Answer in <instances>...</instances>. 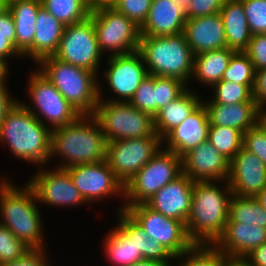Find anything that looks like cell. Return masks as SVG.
<instances>
[{"mask_svg":"<svg viewBox=\"0 0 266 266\" xmlns=\"http://www.w3.org/2000/svg\"><path fill=\"white\" fill-rule=\"evenodd\" d=\"M232 195L227 180L194 181L190 213L185 223L194 244L214 245L222 236Z\"/></svg>","mask_w":266,"mask_h":266,"instance_id":"1","label":"cell"},{"mask_svg":"<svg viewBox=\"0 0 266 266\" xmlns=\"http://www.w3.org/2000/svg\"><path fill=\"white\" fill-rule=\"evenodd\" d=\"M107 141L94 115H80L73 123L51 130L50 162L70 168L106 160Z\"/></svg>","mask_w":266,"mask_h":266,"instance_id":"2","label":"cell"},{"mask_svg":"<svg viewBox=\"0 0 266 266\" xmlns=\"http://www.w3.org/2000/svg\"><path fill=\"white\" fill-rule=\"evenodd\" d=\"M5 177L0 178V224L30 248H47L34 190L27 182L18 186Z\"/></svg>","mask_w":266,"mask_h":266,"instance_id":"3","label":"cell"},{"mask_svg":"<svg viewBox=\"0 0 266 266\" xmlns=\"http://www.w3.org/2000/svg\"><path fill=\"white\" fill-rule=\"evenodd\" d=\"M8 147L15 159L34 166L50 162L51 130L20 102L0 125V144Z\"/></svg>","mask_w":266,"mask_h":266,"instance_id":"4","label":"cell"},{"mask_svg":"<svg viewBox=\"0 0 266 266\" xmlns=\"http://www.w3.org/2000/svg\"><path fill=\"white\" fill-rule=\"evenodd\" d=\"M138 51L148 75L173 77L189 85L194 54L183 32L176 35L140 36Z\"/></svg>","mask_w":266,"mask_h":266,"instance_id":"5","label":"cell"},{"mask_svg":"<svg viewBox=\"0 0 266 266\" xmlns=\"http://www.w3.org/2000/svg\"><path fill=\"white\" fill-rule=\"evenodd\" d=\"M36 66L81 115H94L99 101V76L95 72L62 62L54 56L44 57Z\"/></svg>","mask_w":266,"mask_h":266,"instance_id":"6","label":"cell"},{"mask_svg":"<svg viewBox=\"0 0 266 266\" xmlns=\"http://www.w3.org/2000/svg\"><path fill=\"white\" fill-rule=\"evenodd\" d=\"M182 174V157L163 147L124 185V203L116 212L145 203ZM118 210V211H117Z\"/></svg>","mask_w":266,"mask_h":266,"instance_id":"7","label":"cell"},{"mask_svg":"<svg viewBox=\"0 0 266 266\" xmlns=\"http://www.w3.org/2000/svg\"><path fill=\"white\" fill-rule=\"evenodd\" d=\"M26 77L30 102H19L50 130L73 123L81 115L37 68Z\"/></svg>","mask_w":266,"mask_h":266,"instance_id":"8","label":"cell"},{"mask_svg":"<svg viewBox=\"0 0 266 266\" xmlns=\"http://www.w3.org/2000/svg\"><path fill=\"white\" fill-rule=\"evenodd\" d=\"M94 116L102 127L106 141L159 137L155 131L154 117L129 102L99 100Z\"/></svg>","mask_w":266,"mask_h":266,"instance_id":"9","label":"cell"},{"mask_svg":"<svg viewBox=\"0 0 266 266\" xmlns=\"http://www.w3.org/2000/svg\"><path fill=\"white\" fill-rule=\"evenodd\" d=\"M90 18L103 55H123L139 49L140 27L116 8L99 7L91 11Z\"/></svg>","mask_w":266,"mask_h":266,"instance_id":"10","label":"cell"},{"mask_svg":"<svg viewBox=\"0 0 266 266\" xmlns=\"http://www.w3.org/2000/svg\"><path fill=\"white\" fill-rule=\"evenodd\" d=\"M107 66L102 75L107 91L113 96L105 97L100 81H98L99 100L129 102L141 82L148 76L147 68L140 52L115 55L105 58ZM107 63V64H106ZM102 88V89H101ZM108 98V99H107Z\"/></svg>","mask_w":266,"mask_h":266,"instance_id":"11","label":"cell"},{"mask_svg":"<svg viewBox=\"0 0 266 266\" xmlns=\"http://www.w3.org/2000/svg\"><path fill=\"white\" fill-rule=\"evenodd\" d=\"M53 56L62 62L95 72L101 78L99 70H102L101 62L105 56L99 49L93 20L89 17L80 23L66 25Z\"/></svg>","mask_w":266,"mask_h":266,"instance_id":"12","label":"cell"},{"mask_svg":"<svg viewBox=\"0 0 266 266\" xmlns=\"http://www.w3.org/2000/svg\"><path fill=\"white\" fill-rule=\"evenodd\" d=\"M162 146L160 137L107 141L106 162L125 185Z\"/></svg>","mask_w":266,"mask_h":266,"instance_id":"13","label":"cell"},{"mask_svg":"<svg viewBox=\"0 0 266 266\" xmlns=\"http://www.w3.org/2000/svg\"><path fill=\"white\" fill-rule=\"evenodd\" d=\"M125 211L142 226L150 238H155L175 257L194 245L188 237L183 222L168 218L145 203L129 206Z\"/></svg>","mask_w":266,"mask_h":266,"instance_id":"14","label":"cell"},{"mask_svg":"<svg viewBox=\"0 0 266 266\" xmlns=\"http://www.w3.org/2000/svg\"><path fill=\"white\" fill-rule=\"evenodd\" d=\"M26 182L34 190L38 205L58 208L88 205L66 169L56 167L47 169L45 165L39 167Z\"/></svg>","mask_w":266,"mask_h":266,"instance_id":"15","label":"cell"},{"mask_svg":"<svg viewBox=\"0 0 266 266\" xmlns=\"http://www.w3.org/2000/svg\"><path fill=\"white\" fill-rule=\"evenodd\" d=\"M75 187L85 201L91 203L102 202L114 197L124 199V185L115 176L106 160L93 164L77 165L66 168Z\"/></svg>","mask_w":266,"mask_h":266,"instance_id":"16","label":"cell"},{"mask_svg":"<svg viewBox=\"0 0 266 266\" xmlns=\"http://www.w3.org/2000/svg\"><path fill=\"white\" fill-rule=\"evenodd\" d=\"M227 181L233 195L254 198L266 187V166L242 147L230 160Z\"/></svg>","mask_w":266,"mask_h":266,"instance_id":"17","label":"cell"},{"mask_svg":"<svg viewBox=\"0 0 266 266\" xmlns=\"http://www.w3.org/2000/svg\"><path fill=\"white\" fill-rule=\"evenodd\" d=\"M229 164L207 140L182 156V173L193 181H223L228 179Z\"/></svg>","mask_w":266,"mask_h":266,"instance_id":"18","label":"cell"},{"mask_svg":"<svg viewBox=\"0 0 266 266\" xmlns=\"http://www.w3.org/2000/svg\"><path fill=\"white\" fill-rule=\"evenodd\" d=\"M194 181L182 173L153 195L145 204L168 218L183 222L190 213Z\"/></svg>","mask_w":266,"mask_h":266,"instance_id":"19","label":"cell"},{"mask_svg":"<svg viewBox=\"0 0 266 266\" xmlns=\"http://www.w3.org/2000/svg\"><path fill=\"white\" fill-rule=\"evenodd\" d=\"M209 125L208 113L202 103L162 139V147L182 157L189 150L208 140Z\"/></svg>","mask_w":266,"mask_h":266,"instance_id":"20","label":"cell"},{"mask_svg":"<svg viewBox=\"0 0 266 266\" xmlns=\"http://www.w3.org/2000/svg\"><path fill=\"white\" fill-rule=\"evenodd\" d=\"M183 33L194 55L227 47L224 25L219 13L187 18Z\"/></svg>","mask_w":266,"mask_h":266,"instance_id":"21","label":"cell"},{"mask_svg":"<svg viewBox=\"0 0 266 266\" xmlns=\"http://www.w3.org/2000/svg\"><path fill=\"white\" fill-rule=\"evenodd\" d=\"M266 242V228L255 224L227 222L222 236L214 244L229 258H245Z\"/></svg>","mask_w":266,"mask_h":266,"instance_id":"22","label":"cell"},{"mask_svg":"<svg viewBox=\"0 0 266 266\" xmlns=\"http://www.w3.org/2000/svg\"><path fill=\"white\" fill-rule=\"evenodd\" d=\"M210 125L238 129L243 134L259 122L262 109L257 102H237L235 104L213 103L204 99Z\"/></svg>","mask_w":266,"mask_h":266,"instance_id":"23","label":"cell"},{"mask_svg":"<svg viewBox=\"0 0 266 266\" xmlns=\"http://www.w3.org/2000/svg\"><path fill=\"white\" fill-rule=\"evenodd\" d=\"M185 8L175 0H153L146 21L140 27L141 36L180 34L186 21Z\"/></svg>","mask_w":266,"mask_h":266,"instance_id":"24","label":"cell"},{"mask_svg":"<svg viewBox=\"0 0 266 266\" xmlns=\"http://www.w3.org/2000/svg\"><path fill=\"white\" fill-rule=\"evenodd\" d=\"M65 26L41 6L36 19L33 44L22 55L23 59L28 57L37 64L44 57L53 56L58 50Z\"/></svg>","mask_w":266,"mask_h":266,"instance_id":"25","label":"cell"},{"mask_svg":"<svg viewBox=\"0 0 266 266\" xmlns=\"http://www.w3.org/2000/svg\"><path fill=\"white\" fill-rule=\"evenodd\" d=\"M197 92L195 88L193 89V86L188 87L154 116L155 131L161 139L180 125L202 104L203 97Z\"/></svg>","mask_w":266,"mask_h":266,"instance_id":"26","label":"cell"},{"mask_svg":"<svg viewBox=\"0 0 266 266\" xmlns=\"http://www.w3.org/2000/svg\"><path fill=\"white\" fill-rule=\"evenodd\" d=\"M117 225L127 234L136 235L137 250L143 258L155 260L166 266L174 264L175 256L155 238H150L142 228L125 210L116 212Z\"/></svg>","mask_w":266,"mask_h":266,"instance_id":"27","label":"cell"},{"mask_svg":"<svg viewBox=\"0 0 266 266\" xmlns=\"http://www.w3.org/2000/svg\"><path fill=\"white\" fill-rule=\"evenodd\" d=\"M219 14L224 25L227 48L236 52L244 51L250 42L252 33L249 29L242 1L226 0Z\"/></svg>","mask_w":266,"mask_h":266,"instance_id":"28","label":"cell"},{"mask_svg":"<svg viewBox=\"0 0 266 266\" xmlns=\"http://www.w3.org/2000/svg\"><path fill=\"white\" fill-rule=\"evenodd\" d=\"M41 6V0H13L8 3L16 30L15 48L21 55L33 44L36 19Z\"/></svg>","mask_w":266,"mask_h":266,"instance_id":"29","label":"cell"},{"mask_svg":"<svg viewBox=\"0 0 266 266\" xmlns=\"http://www.w3.org/2000/svg\"><path fill=\"white\" fill-rule=\"evenodd\" d=\"M235 52V50L225 47L194 55L193 74L187 87H190V84L195 80L199 85L202 84L207 86V88H211L214 84L221 81Z\"/></svg>","mask_w":266,"mask_h":266,"instance_id":"30","label":"cell"},{"mask_svg":"<svg viewBox=\"0 0 266 266\" xmlns=\"http://www.w3.org/2000/svg\"><path fill=\"white\" fill-rule=\"evenodd\" d=\"M103 238V253L112 266H129L143 259L137 250L136 235H127L117 224Z\"/></svg>","mask_w":266,"mask_h":266,"instance_id":"31","label":"cell"},{"mask_svg":"<svg viewBox=\"0 0 266 266\" xmlns=\"http://www.w3.org/2000/svg\"><path fill=\"white\" fill-rule=\"evenodd\" d=\"M228 222L255 224L266 228V210L255 197L232 195L229 202Z\"/></svg>","mask_w":266,"mask_h":266,"instance_id":"32","label":"cell"},{"mask_svg":"<svg viewBox=\"0 0 266 266\" xmlns=\"http://www.w3.org/2000/svg\"><path fill=\"white\" fill-rule=\"evenodd\" d=\"M41 5L64 25L80 23L90 17L86 0H41Z\"/></svg>","mask_w":266,"mask_h":266,"instance_id":"33","label":"cell"},{"mask_svg":"<svg viewBox=\"0 0 266 266\" xmlns=\"http://www.w3.org/2000/svg\"><path fill=\"white\" fill-rule=\"evenodd\" d=\"M225 258L224 253L215 245L194 244L186 252L175 257L173 266H222Z\"/></svg>","mask_w":266,"mask_h":266,"instance_id":"34","label":"cell"},{"mask_svg":"<svg viewBox=\"0 0 266 266\" xmlns=\"http://www.w3.org/2000/svg\"><path fill=\"white\" fill-rule=\"evenodd\" d=\"M208 141L229 161L243 144V133L238 129L209 125Z\"/></svg>","mask_w":266,"mask_h":266,"instance_id":"35","label":"cell"},{"mask_svg":"<svg viewBox=\"0 0 266 266\" xmlns=\"http://www.w3.org/2000/svg\"><path fill=\"white\" fill-rule=\"evenodd\" d=\"M256 71L249 57L243 52H235L226 68L222 80L246 85L252 92Z\"/></svg>","mask_w":266,"mask_h":266,"instance_id":"36","label":"cell"},{"mask_svg":"<svg viewBox=\"0 0 266 266\" xmlns=\"http://www.w3.org/2000/svg\"><path fill=\"white\" fill-rule=\"evenodd\" d=\"M211 89L210 100L213 103L235 104L237 102H256L253 92L246 86L234 82L221 80Z\"/></svg>","mask_w":266,"mask_h":266,"instance_id":"37","label":"cell"},{"mask_svg":"<svg viewBox=\"0 0 266 266\" xmlns=\"http://www.w3.org/2000/svg\"><path fill=\"white\" fill-rule=\"evenodd\" d=\"M16 30L12 13L6 9L0 14V58L7 61L23 56L15 48Z\"/></svg>","mask_w":266,"mask_h":266,"instance_id":"38","label":"cell"},{"mask_svg":"<svg viewBox=\"0 0 266 266\" xmlns=\"http://www.w3.org/2000/svg\"><path fill=\"white\" fill-rule=\"evenodd\" d=\"M187 88V85L179 79L155 76L156 114L168 103L174 101Z\"/></svg>","mask_w":266,"mask_h":266,"instance_id":"39","label":"cell"},{"mask_svg":"<svg viewBox=\"0 0 266 266\" xmlns=\"http://www.w3.org/2000/svg\"><path fill=\"white\" fill-rule=\"evenodd\" d=\"M129 103L153 117L156 115L155 76L148 75L137 88Z\"/></svg>","mask_w":266,"mask_h":266,"instance_id":"40","label":"cell"},{"mask_svg":"<svg viewBox=\"0 0 266 266\" xmlns=\"http://www.w3.org/2000/svg\"><path fill=\"white\" fill-rule=\"evenodd\" d=\"M31 248L0 224V264L22 257Z\"/></svg>","mask_w":266,"mask_h":266,"instance_id":"41","label":"cell"},{"mask_svg":"<svg viewBox=\"0 0 266 266\" xmlns=\"http://www.w3.org/2000/svg\"><path fill=\"white\" fill-rule=\"evenodd\" d=\"M252 35L266 33V0H241Z\"/></svg>","mask_w":266,"mask_h":266,"instance_id":"42","label":"cell"},{"mask_svg":"<svg viewBox=\"0 0 266 266\" xmlns=\"http://www.w3.org/2000/svg\"><path fill=\"white\" fill-rule=\"evenodd\" d=\"M242 147L254 153L266 166V129L260 122L243 134Z\"/></svg>","mask_w":266,"mask_h":266,"instance_id":"43","label":"cell"},{"mask_svg":"<svg viewBox=\"0 0 266 266\" xmlns=\"http://www.w3.org/2000/svg\"><path fill=\"white\" fill-rule=\"evenodd\" d=\"M153 0H122L115 8L137 26L146 21Z\"/></svg>","mask_w":266,"mask_h":266,"instance_id":"44","label":"cell"},{"mask_svg":"<svg viewBox=\"0 0 266 266\" xmlns=\"http://www.w3.org/2000/svg\"><path fill=\"white\" fill-rule=\"evenodd\" d=\"M243 52L251 60L255 71L266 68V33L252 35Z\"/></svg>","mask_w":266,"mask_h":266,"instance_id":"45","label":"cell"},{"mask_svg":"<svg viewBox=\"0 0 266 266\" xmlns=\"http://www.w3.org/2000/svg\"><path fill=\"white\" fill-rule=\"evenodd\" d=\"M226 0H190L185 8L187 18H197L219 13Z\"/></svg>","mask_w":266,"mask_h":266,"instance_id":"46","label":"cell"},{"mask_svg":"<svg viewBox=\"0 0 266 266\" xmlns=\"http://www.w3.org/2000/svg\"><path fill=\"white\" fill-rule=\"evenodd\" d=\"M47 248H31L22 257L7 261L0 266H51Z\"/></svg>","mask_w":266,"mask_h":266,"instance_id":"47","label":"cell"},{"mask_svg":"<svg viewBox=\"0 0 266 266\" xmlns=\"http://www.w3.org/2000/svg\"><path fill=\"white\" fill-rule=\"evenodd\" d=\"M253 97L262 110H266V68L256 71Z\"/></svg>","mask_w":266,"mask_h":266,"instance_id":"48","label":"cell"},{"mask_svg":"<svg viewBox=\"0 0 266 266\" xmlns=\"http://www.w3.org/2000/svg\"><path fill=\"white\" fill-rule=\"evenodd\" d=\"M9 86H0V125L6 119L8 113L19 102L16 96L9 92Z\"/></svg>","mask_w":266,"mask_h":266,"instance_id":"49","label":"cell"},{"mask_svg":"<svg viewBox=\"0 0 266 266\" xmlns=\"http://www.w3.org/2000/svg\"><path fill=\"white\" fill-rule=\"evenodd\" d=\"M250 266H266V242L244 258Z\"/></svg>","mask_w":266,"mask_h":266,"instance_id":"50","label":"cell"},{"mask_svg":"<svg viewBox=\"0 0 266 266\" xmlns=\"http://www.w3.org/2000/svg\"><path fill=\"white\" fill-rule=\"evenodd\" d=\"M10 64L4 59L0 58V86H8V76L10 72Z\"/></svg>","mask_w":266,"mask_h":266,"instance_id":"51","label":"cell"},{"mask_svg":"<svg viewBox=\"0 0 266 266\" xmlns=\"http://www.w3.org/2000/svg\"><path fill=\"white\" fill-rule=\"evenodd\" d=\"M86 3L91 10L97 9L99 7L113 8V0H86Z\"/></svg>","mask_w":266,"mask_h":266,"instance_id":"52","label":"cell"},{"mask_svg":"<svg viewBox=\"0 0 266 266\" xmlns=\"http://www.w3.org/2000/svg\"><path fill=\"white\" fill-rule=\"evenodd\" d=\"M222 266H250V265L243 258L226 257L222 263Z\"/></svg>","mask_w":266,"mask_h":266,"instance_id":"53","label":"cell"},{"mask_svg":"<svg viewBox=\"0 0 266 266\" xmlns=\"http://www.w3.org/2000/svg\"><path fill=\"white\" fill-rule=\"evenodd\" d=\"M129 266H166V265L163 263L157 262L155 260H149V259L143 258Z\"/></svg>","mask_w":266,"mask_h":266,"instance_id":"54","label":"cell"},{"mask_svg":"<svg viewBox=\"0 0 266 266\" xmlns=\"http://www.w3.org/2000/svg\"><path fill=\"white\" fill-rule=\"evenodd\" d=\"M266 210V187L255 197Z\"/></svg>","mask_w":266,"mask_h":266,"instance_id":"55","label":"cell"},{"mask_svg":"<svg viewBox=\"0 0 266 266\" xmlns=\"http://www.w3.org/2000/svg\"><path fill=\"white\" fill-rule=\"evenodd\" d=\"M259 122L265 127L266 129V110H262L260 117H259Z\"/></svg>","mask_w":266,"mask_h":266,"instance_id":"56","label":"cell"},{"mask_svg":"<svg viewBox=\"0 0 266 266\" xmlns=\"http://www.w3.org/2000/svg\"><path fill=\"white\" fill-rule=\"evenodd\" d=\"M8 9V3L5 0H0V14Z\"/></svg>","mask_w":266,"mask_h":266,"instance_id":"57","label":"cell"},{"mask_svg":"<svg viewBox=\"0 0 266 266\" xmlns=\"http://www.w3.org/2000/svg\"><path fill=\"white\" fill-rule=\"evenodd\" d=\"M178 4L186 8L190 0H175Z\"/></svg>","mask_w":266,"mask_h":266,"instance_id":"58","label":"cell"},{"mask_svg":"<svg viewBox=\"0 0 266 266\" xmlns=\"http://www.w3.org/2000/svg\"><path fill=\"white\" fill-rule=\"evenodd\" d=\"M122 0H113V8H115Z\"/></svg>","mask_w":266,"mask_h":266,"instance_id":"59","label":"cell"}]
</instances>
